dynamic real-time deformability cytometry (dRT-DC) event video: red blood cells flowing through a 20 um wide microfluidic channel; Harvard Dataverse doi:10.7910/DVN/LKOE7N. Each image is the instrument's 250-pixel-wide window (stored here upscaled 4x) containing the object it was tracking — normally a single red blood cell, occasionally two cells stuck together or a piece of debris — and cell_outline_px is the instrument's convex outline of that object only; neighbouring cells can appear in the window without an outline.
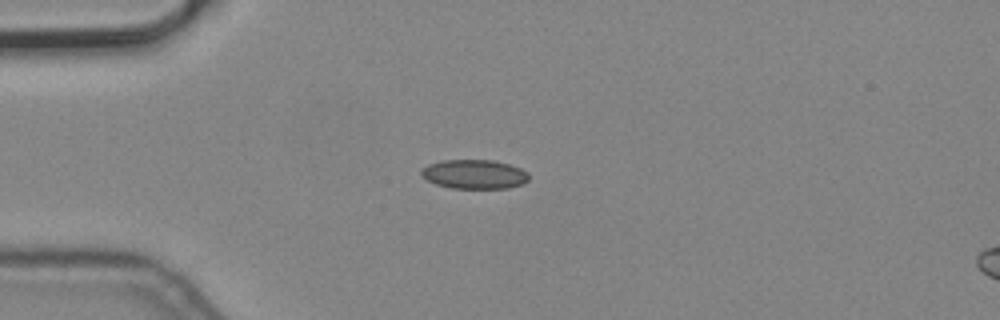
{"species": "common noctule bat (a hibernating species)", "species_latin": "Nyctalus noctula", "temperature_condition": "cold", "stored_images_in_passage": 7, "camera_frame_rate_fps": 3000, "um_per_image_px": 0.085, "animal": {"sex": "male", "body_mass_g": 19.2, "forearm_length_mm": 51.8}, "frame": {"image": 1, "passage_image": 3, "time_ms": 0.667, "image_size_px": [1000, 320], "cell_outline_px": [[528, 180], [524, 184], [508, 188], [452, 188], [436, 184], [420, 176], [420, 172], [428, 164], [444, 160], [492, 160], [508, 164], [520, 168], [528, 172]], "centroid_in_image_um": [40.33, 14.81], "position_along_channel_um": 44.7, "area_um2": 18.26}}
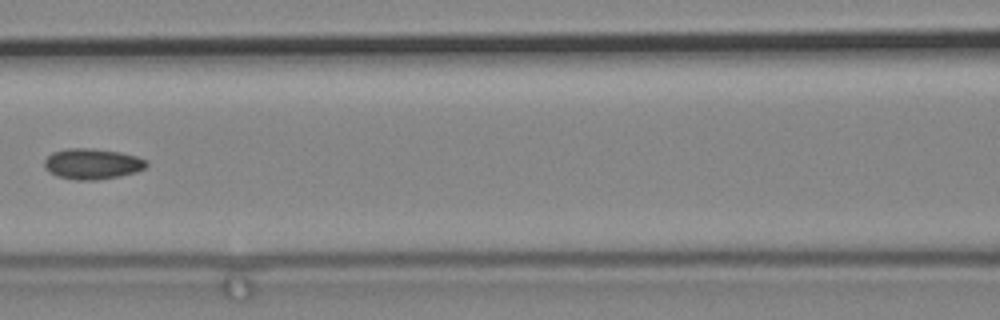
{"frame": {"image": 2, "passage_image": 6, "time_ms": 1.667, "image_size_px": [1000, 320], "cell_outline_px": [[148, 164], [144, 168], [136, 172], [116, 176], [92, 180], [76, 180], [56, 176], [48, 172], [44, 168], [44, 160], [52, 152], [68, 148], [92, 148], [120, 152], [136, 156], [148, 160]], "centroid_in_image_um": [7.81, 13.92], "position_along_channel_um": 158.8, "area_um2": 18.26}}
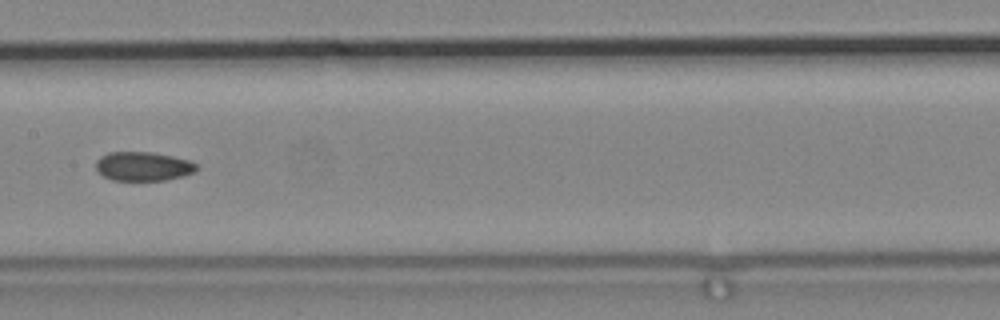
{"frame": {"image": 3, "passage_image": 7, "time_ms": 2.0, "image_size_px": [1000, 320], "cell_outline_px": [[196, 168], [192, 172], [180, 176], [164, 180], [112, 180], [104, 176], [96, 168], [96, 160], [100, 156], [108, 152], [152, 152], [172, 156], [188, 160], [196, 164]], "centroid_in_image_um": [12.11, 14.12], "position_along_channel_um": 195.3, "area_um2": 16.76}}